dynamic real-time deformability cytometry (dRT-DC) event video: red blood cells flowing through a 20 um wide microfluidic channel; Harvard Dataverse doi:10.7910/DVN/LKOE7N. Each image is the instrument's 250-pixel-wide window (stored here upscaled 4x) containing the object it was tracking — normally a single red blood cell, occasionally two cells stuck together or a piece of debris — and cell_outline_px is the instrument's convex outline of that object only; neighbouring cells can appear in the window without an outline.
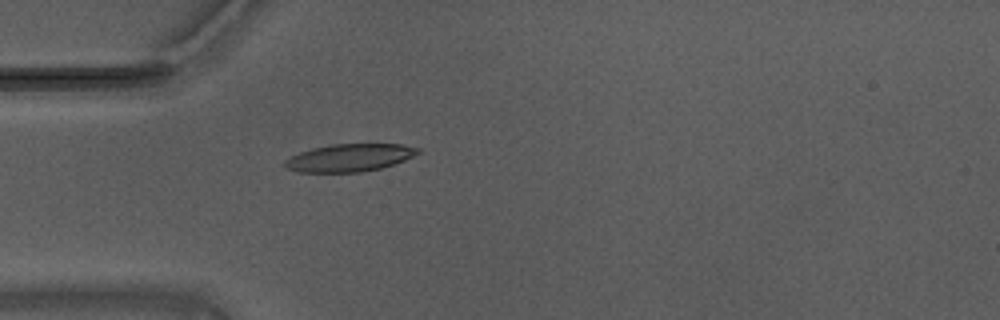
{"species": "Egyptian fruit bat (a non-hibernating species)", "species_latin": "Rousettus aegyptiacus", "temperature_condition": "warm", "stored_images_in_passage": 43, "camera_frame_rate_fps": 3000, "um_per_image_px": 0.085, "animal": {"sex": "male"}, "frame": {"image": 1, "passage_image": 3, "time_ms": 0.667, "image_size_px": [1000, 320], "cell_outline_px": [[420, 152], [404, 160], [380, 168], [360, 172], [300, 172], [284, 168], [284, 160], [300, 152], [312, 148], [332, 144], [400, 144], [420, 148]], "centroid_in_image_um": [29.67, 13.4], "position_along_channel_um": 55.3, "area_um2": 21.27}}
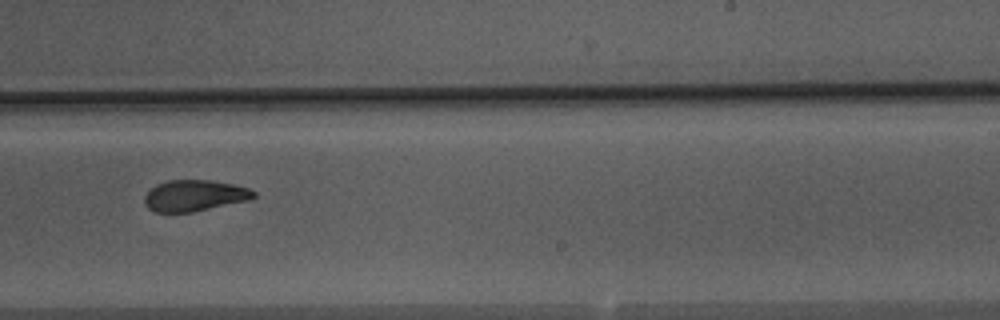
{"frame": {"image": 2, "passage_image": 21, "time_ms": 6.667, "image_size_px": [1000, 320], "cell_outline_px": [[256, 196], [252, 200], [192, 212], [156, 212], [148, 208], [144, 204], [144, 196], [156, 184], [168, 180], [208, 180], [232, 184], [248, 188], [256, 192]], "centroid_in_image_um": [16.55, 16.63], "position_along_channel_um": 272.5, "area_um2": 19.94}}
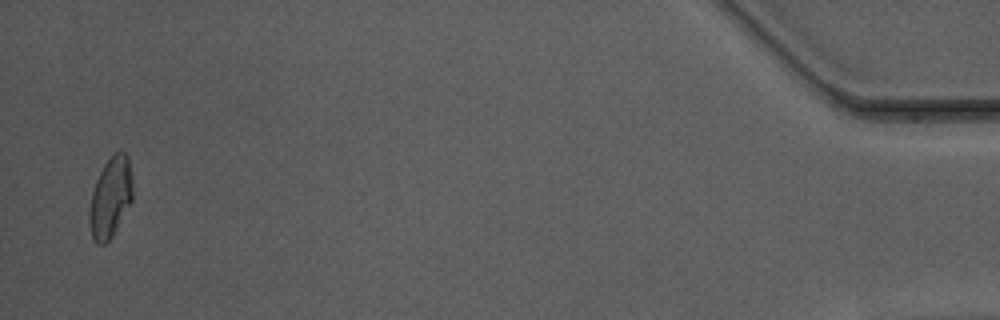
{"frame": {"image": 3, "passage_image": 41, "time_ms": 13.333, "image_size_px": [1000, 320], "cell_outline_px": [[132, 200], [112, 236], [104, 244], [96, 244], [92, 236], [88, 220], [88, 212], [92, 192], [96, 180], [104, 164], [120, 148], [128, 156], [132, 176]], "centroid_in_image_um": [9.38, 16.77], "position_along_channel_um": 425.8, "area_um2": 20.23}, "authors_computed_cell_mechanics": {"area_um2": 20.5768, "velocity_mm_per_s": 3.7145, "shape_relaxation_time_tau1_ms": null, "shape_relaxation_time_tau2_ms": 3.1809, "deformation_change_tau1": null, "deformation_change_tau2": 0.1031}}